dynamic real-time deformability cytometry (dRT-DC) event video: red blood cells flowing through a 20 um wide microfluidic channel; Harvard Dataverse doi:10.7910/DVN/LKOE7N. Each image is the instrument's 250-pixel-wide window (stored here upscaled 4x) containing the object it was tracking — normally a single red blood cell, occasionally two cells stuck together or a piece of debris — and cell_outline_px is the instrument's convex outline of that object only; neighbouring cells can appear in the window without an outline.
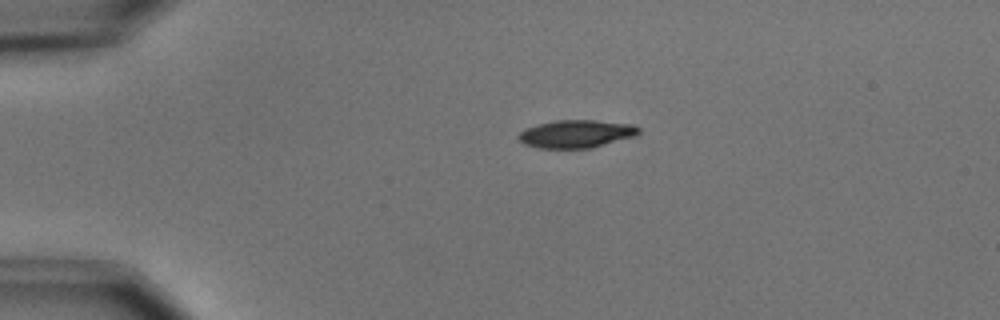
{"species": "common noctule bat (a hibernating species)", "species_latin": "Nyctalus noctula", "temperature_condition": "cold", "stored_images_in_passage": 2, "camera_frame_rate_fps": 3000, "um_per_image_px": 0.085, "animal": {"sex": "male", "body_mass_g": 15.6}, "frame": {"image": 1, "passage_image": 1, "time_ms": 0.0, "image_size_px": [1000, 320], "cell_outline_px": [[640, 132], [636, 136], [592, 148], [536, 148], [524, 144], [516, 136], [524, 128], [556, 120], [592, 120], [632, 124], [640, 128]], "centroid_in_image_um": [48.98, 11.38], "position_along_channel_um": 36.0, "area_um2": 19.59}}